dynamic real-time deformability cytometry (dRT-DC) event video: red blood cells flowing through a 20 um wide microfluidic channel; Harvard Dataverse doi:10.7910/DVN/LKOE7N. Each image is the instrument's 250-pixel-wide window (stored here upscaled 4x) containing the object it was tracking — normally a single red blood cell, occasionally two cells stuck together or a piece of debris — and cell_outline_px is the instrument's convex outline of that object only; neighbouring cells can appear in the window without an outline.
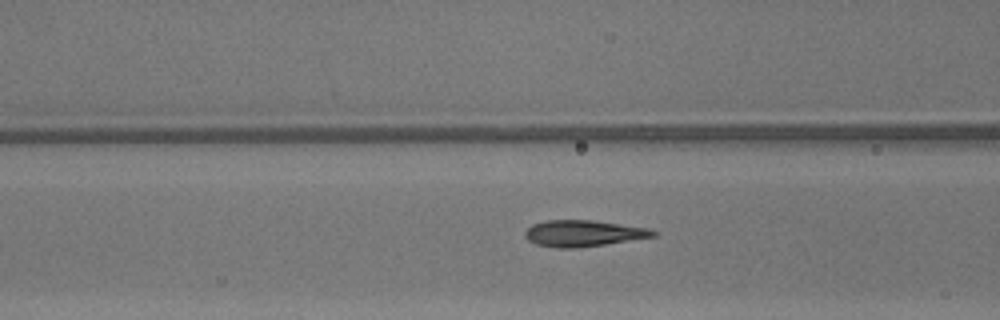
{"species": "common noctule bat (a hibernating species)", "species_latin": "Nyctalus noctula", "temperature_condition": "warm", "stored_images_in_passage": 48, "camera_frame_rate_fps": 3000, "um_per_image_px": 0.085, "animal": {"sex": "male", "body_mass_g": 13.3}, "frame": {"image": 1, "passage_image": 20, "time_ms": 6.333, "image_size_px": [1000, 320], "cell_outline_px": [[656, 236], [604, 244], [576, 248], [556, 248], [536, 244], [528, 240], [524, 236], [524, 232], [532, 224], [548, 220], [592, 220], [648, 228], [656, 232]], "centroid_in_image_um": [49.53, 19.83], "position_along_channel_um": 117.1, "area_um2": 19.48}}
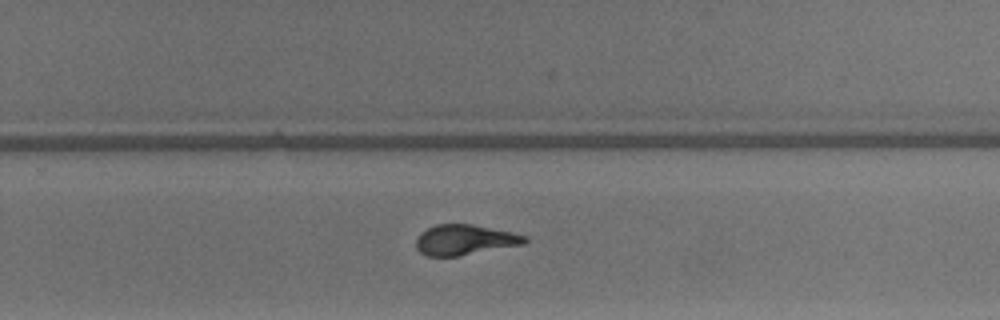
{"frame": {"image": 2, "passage_image": 32, "time_ms": 10.333, "image_size_px": [1000, 320], "cell_outline_px": [[528, 240], [524, 244], [456, 256], [428, 256], [420, 252], [416, 248], [416, 240], [420, 232], [436, 224], [472, 224], [528, 236]], "centroid_in_image_um": [39.48, 20.38], "position_along_channel_um": 290.3, "area_um2": 19.02}}
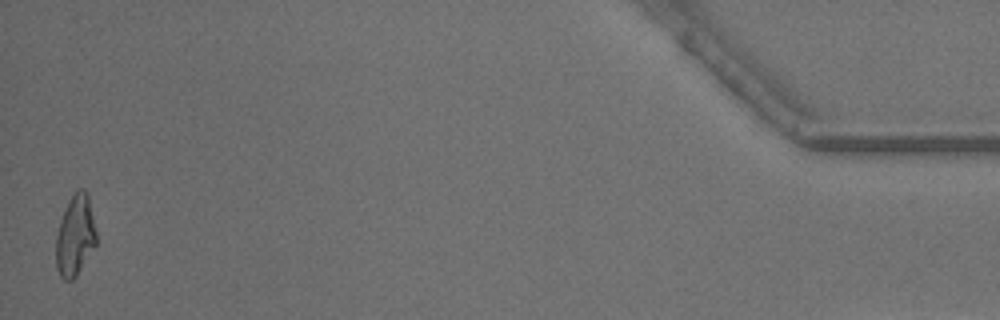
{"frame": {"image": 3, "passage_image": 48, "time_ms": 15.667, "image_size_px": [1000, 320], "cell_outline_px": [[96, 244], [76, 276], [72, 280], [64, 280], [60, 276], [56, 268], [56, 236], [60, 220], [64, 208], [72, 192], [76, 188], [84, 188], [88, 192], [96, 232]], "centroid_in_image_um": [6.38, 19.97], "position_along_channel_um": 428.8, "area_um2": 19.25}, "authors_computed_cell_mechanics": {"area_um2": 19.2185, "velocity_mm_per_s": 4.3448, "shape_relaxation_time_tau1_ms": 4.6642, "shape_relaxation_time_tau2_ms": 0.6014, "deformation_change_tau1": 0.2039, "deformation_change_tau2": 0.0634}}